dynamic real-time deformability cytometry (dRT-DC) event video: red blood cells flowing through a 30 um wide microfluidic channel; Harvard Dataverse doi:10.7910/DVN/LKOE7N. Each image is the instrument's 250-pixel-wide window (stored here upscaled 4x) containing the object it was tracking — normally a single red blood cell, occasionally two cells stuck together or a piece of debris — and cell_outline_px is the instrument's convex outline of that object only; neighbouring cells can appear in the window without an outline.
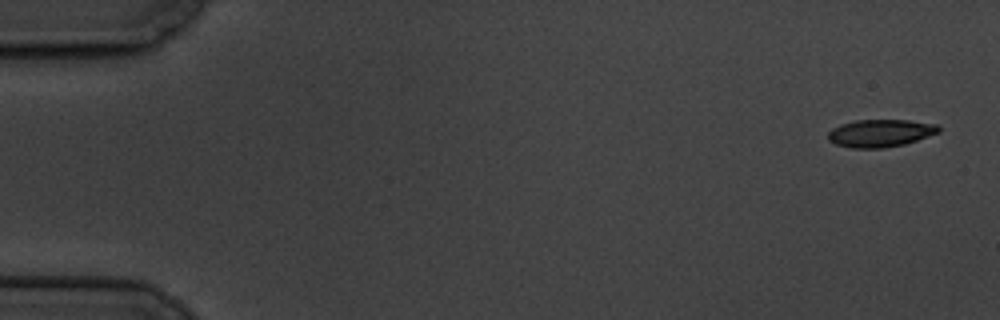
{"species": "common noctule bat (a hibernating species)", "species_latin": "Nyctalus noctula", "temperature_condition": "cold", "stored_images_in_passage": 9, "camera_frame_rate_fps": 3000, "um_per_image_px": 0.085, "animal": {"sex": "male", "body_mass_g": 19.5, "forearm_length_mm": 54.6}, "frame": {"image": 1, "passage_image": 1, "time_ms": 0.0, "image_size_px": [1000, 320], "cell_outline_px": [[940, 132], [904, 144], [884, 148], [852, 148], [836, 144], [828, 140], [828, 132], [832, 128], [840, 124], [856, 120], [908, 120], [940, 124]], "centroid_in_image_um": [74.84, 11.31], "position_along_channel_um": 10.2, "area_um2": 17.86}}
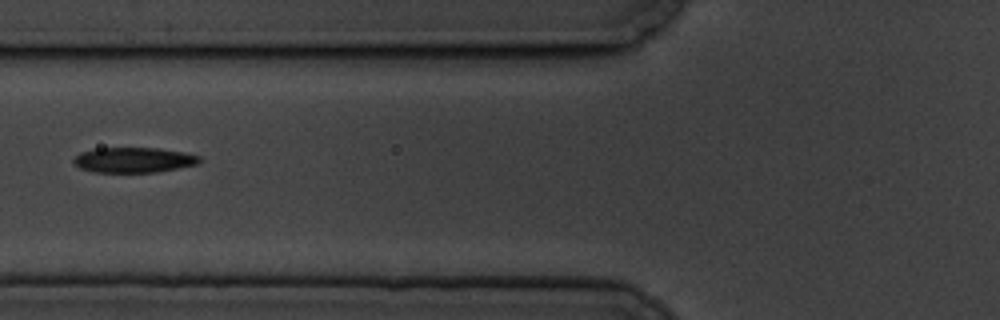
{"frame": {"image": 2, "passage_image": 7, "time_ms": 7.0, "image_size_px": [1000, 320], "cell_outline_px": [[200, 160], [196, 164], [156, 172], [96, 172], [80, 168], [72, 160], [80, 152], [96, 148], [160, 148], [184, 152], [200, 156]], "centroid_in_image_um": [11.35, 13.59], "position_along_channel_um": 114.5, "area_um2": 18.32}}
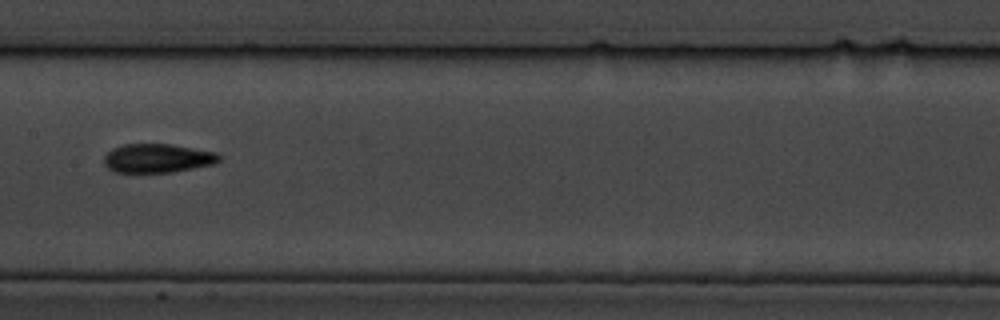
{"frame": {"image": 3, "passage_image": 9, "time_ms": 9.333, "image_size_px": [1000, 320], "cell_outline_px": [[220, 160], [212, 164], [172, 172], [116, 172], [108, 168], [104, 164], [104, 156], [112, 148], [124, 144], [168, 144], [216, 152], [220, 156]], "centroid_in_image_um": [13.35, 13.44], "position_along_channel_um": 194.0, "area_um2": 19.13}}